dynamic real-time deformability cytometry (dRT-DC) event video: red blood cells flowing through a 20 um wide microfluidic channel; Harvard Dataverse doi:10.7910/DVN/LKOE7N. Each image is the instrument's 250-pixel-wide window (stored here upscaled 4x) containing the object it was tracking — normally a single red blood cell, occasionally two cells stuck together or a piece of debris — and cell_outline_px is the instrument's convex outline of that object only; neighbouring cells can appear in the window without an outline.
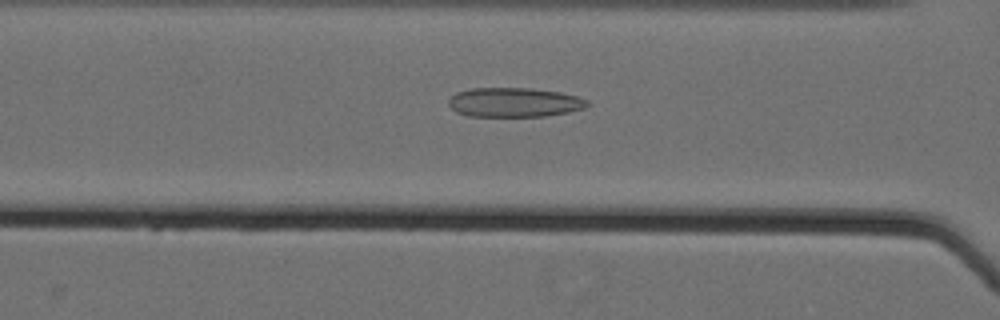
{"species": "Egyptian fruit bat (a non-hibernating species)", "species_latin": "Rousettus aegyptiacus", "temperature_condition": "cold", "stored_images_in_passage": 61, "camera_frame_rate_fps": 3000, "um_per_image_px": 0.085, "animal": {"sex": "female"}, "frame": {"image": 1, "passage_image": 30, "time_ms": 9.667, "image_size_px": [1000, 320], "cell_outline_px": [[588, 104], [584, 108], [568, 112], [544, 116], [468, 116], [456, 112], [448, 104], [448, 100], [456, 92], [472, 88], [532, 88], [560, 92], [576, 96], [588, 100]], "centroid_in_image_um": [43.69, 8.69], "position_along_channel_um": 122.9, "area_um2": 23.7}}
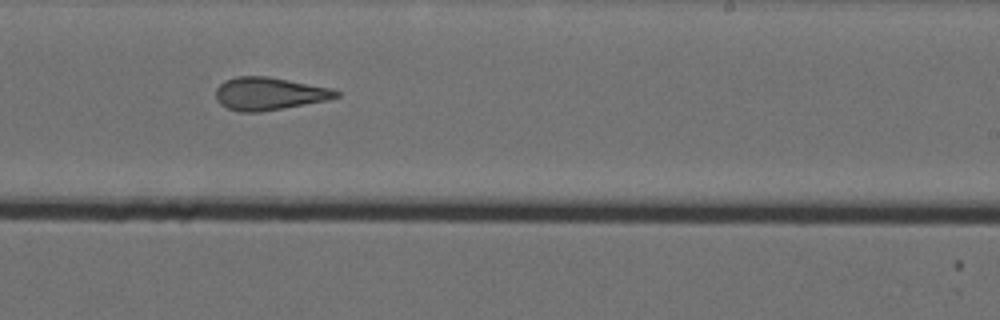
{"frame": {"image": 2, "passage_image": 42, "time_ms": 13.667, "image_size_px": [1000, 320], "cell_outline_px": [[340, 96], [328, 100], [260, 112], [240, 112], [228, 108], [220, 104], [216, 100], [216, 88], [224, 80], [236, 76], [268, 76], [332, 88], [340, 92]], "centroid_in_image_um": [22.87, 7.96], "position_along_channel_um": 266.1, "area_um2": 23.06}}
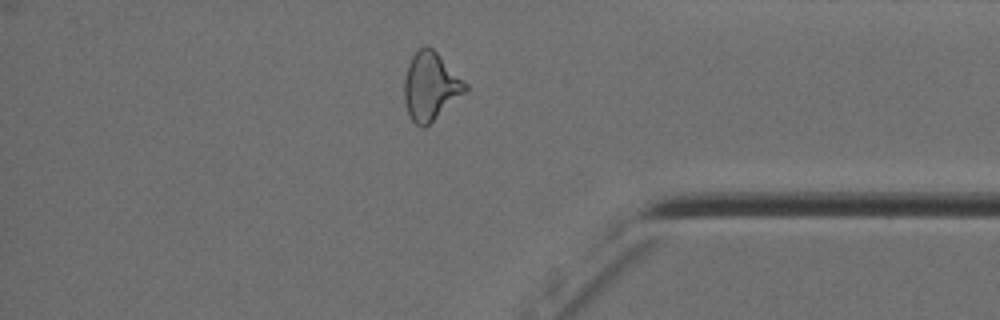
{"frame": {"image": 3, "passage_image": 54, "time_ms": 17.667, "image_size_px": [1000, 320], "cell_outline_px": [[468, 92], [424, 128], [420, 128], [412, 120], [408, 112], [404, 100], [404, 80], [408, 64], [412, 56], [424, 44], [428, 44], [468, 84]], "centroid_in_image_um": [36.62, 7.35], "position_along_channel_um": 398.6, "area_um2": 24.33}, "authors_computed_cell_mechanics": {"area_um2": 25.8944, "velocity_mm_per_s": 3.5812, "shape_relaxation_time_tau1_ms": null, "shape_relaxation_time_tau2_ms": 2.8574, "deformation_change_tau1": null, "deformation_change_tau2": 0.1337}}